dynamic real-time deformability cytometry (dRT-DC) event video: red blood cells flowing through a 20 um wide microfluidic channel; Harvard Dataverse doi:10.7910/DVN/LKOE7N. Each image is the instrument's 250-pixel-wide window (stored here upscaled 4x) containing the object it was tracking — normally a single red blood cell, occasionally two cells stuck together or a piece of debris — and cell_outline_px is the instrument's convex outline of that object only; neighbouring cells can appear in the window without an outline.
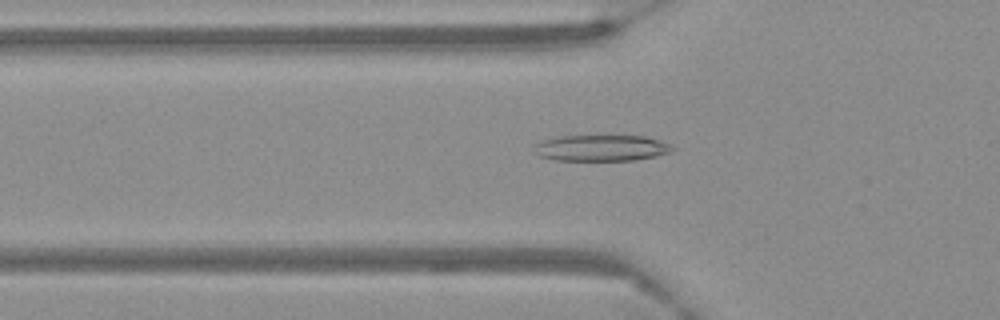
{"species": "Egyptian fruit bat (a non-hibernating species)", "species_latin": "Rousettus aegyptiacus", "temperature_condition": "warm", "stored_images_in_passage": 57, "camera_frame_rate_fps": 3000, "um_per_image_px": 0.085, "frame": {"image": 1, "passage_image": 18, "time_ms": 5.667, "image_size_px": [1000, 320], "cell_outline_px": [[676, 148], [668, 152], [656, 156], [636, 160], [552, 160], [536, 156], [532, 152], [532, 144], [540, 140], [560, 136], [644, 136], [660, 140]], "centroid_in_image_um": [50.99, 12.58], "position_along_channel_um": 74.8, "area_um2": 21.39}}
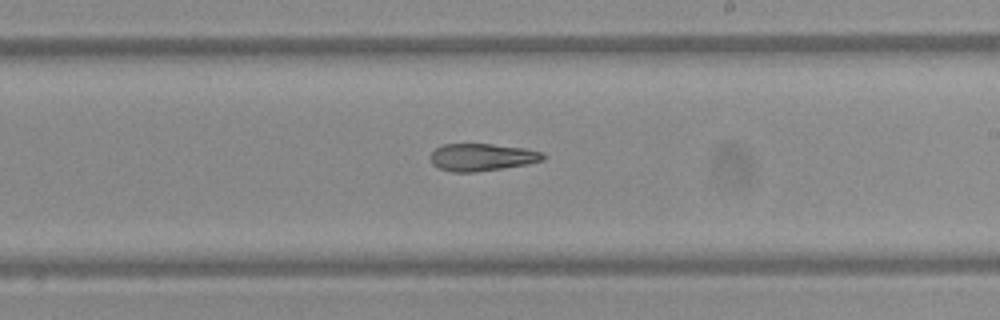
{"frame": {"image": 2, "passage_image": 33, "time_ms": 10.667, "image_size_px": [1000, 320], "cell_outline_px": [[548, 156], [544, 160], [528, 164], [476, 172], [452, 172], [440, 168], [432, 164], [432, 152], [436, 148], [444, 144], [492, 144], [524, 148], [544, 152]], "centroid_in_image_um": [41.03, 13.36], "position_along_channel_um": 248.0, "area_um2": 17.98}}
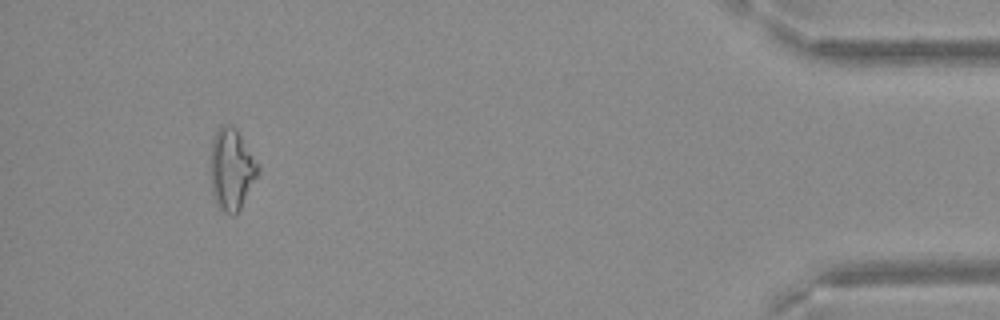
{"frame": {"image": 3, "passage_image": 53, "time_ms": 17.333, "image_size_px": [1000, 320], "cell_outline_px": [[260, 172], [240, 208], [232, 216], [224, 212], [216, 204], [212, 196], [208, 164], [212, 140], [216, 128], [220, 124], [232, 124], [236, 128], [260, 164]], "centroid_in_image_um": [19.65, 14.34], "position_along_channel_um": 415.6, "area_um2": 23.47}}